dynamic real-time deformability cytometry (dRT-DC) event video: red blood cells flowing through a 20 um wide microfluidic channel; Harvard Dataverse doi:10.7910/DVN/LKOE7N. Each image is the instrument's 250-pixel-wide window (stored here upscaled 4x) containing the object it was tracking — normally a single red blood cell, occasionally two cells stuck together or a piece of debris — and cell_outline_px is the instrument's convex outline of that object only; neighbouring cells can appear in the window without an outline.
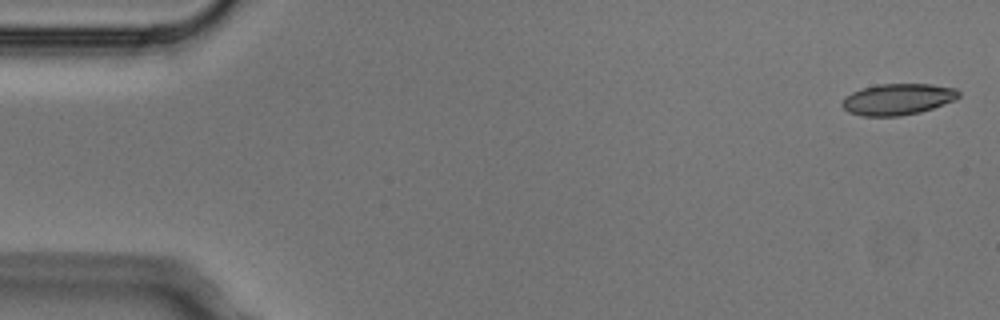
{"species": "Egyptian fruit bat (a non-hibernating species)", "species_latin": "Rousettus aegyptiacus", "temperature_condition": "cold", "stored_images_in_passage": 6, "camera_frame_rate_fps": 3000, "um_per_image_px": 0.085, "animal": {"sex": "male"}, "frame": {"image": 1, "passage_image": 1, "time_ms": 0.0, "image_size_px": [1000, 320], "cell_outline_px": [[960, 96], [956, 100], [920, 112], [900, 116], [860, 116], [848, 112], [840, 104], [844, 96], [852, 92], [864, 88], [880, 84], [932, 84], [956, 88], [960, 92]], "centroid_in_image_um": [76.31, 8.44], "position_along_channel_um": 8.7, "area_um2": 21.39}}
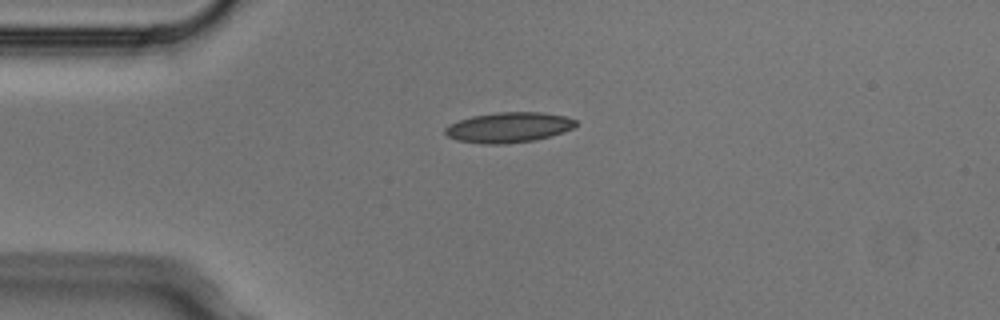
{"frame": {"image": 2, "passage_image": 4, "time_ms": 1.0, "image_size_px": [1000, 320], "cell_outline_px": [[580, 124], [564, 132], [536, 140], [504, 144], [484, 144], [456, 140], [448, 136], [444, 132], [444, 128], [448, 124], [472, 116], [496, 112], [544, 112], [564, 116], [576, 120]], "centroid_in_image_um": [43.25, 10.83], "position_along_channel_um": 41.8, "area_um2": 23.24}}
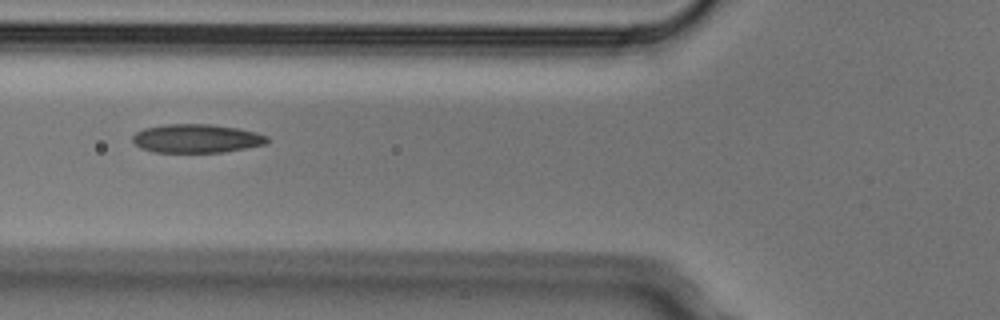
{"frame": {"image": 3, "passage_image": 6, "time_ms": 1.667, "image_size_px": [1000, 320], "cell_outline_px": [[268, 140], [264, 144], [224, 152], [152, 152], [140, 148], [132, 140], [132, 136], [136, 132], [144, 128], [164, 124], [208, 124], [240, 128], [256, 132], [268, 136]], "centroid_in_image_um": [16.68, 11.76], "position_along_channel_um": 109.1, "area_um2": 22.48}}